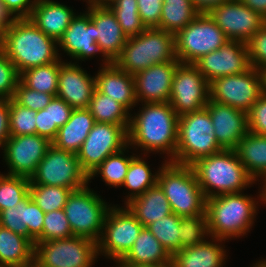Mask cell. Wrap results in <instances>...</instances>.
Segmentation results:
<instances>
[{"label":"cell","mask_w":266,"mask_h":267,"mask_svg":"<svg viewBox=\"0 0 266 267\" xmlns=\"http://www.w3.org/2000/svg\"><path fill=\"white\" fill-rule=\"evenodd\" d=\"M87 6H108L113 0H83Z\"/></svg>","instance_id":"680465c9"},{"label":"cell","mask_w":266,"mask_h":267,"mask_svg":"<svg viewBox=\"0 0 266 267\" xmlns=\"http://www.w3.org/2000/svg\"><path fill=\"white\" fill-rule=\"evenodd\" d=\"M250 67L262 71L266 68V22L246 42Z\"/></svg>","instance_id":"7dc6e473"},{"label":"cell","mask_w":266,"mask_h":267,"mask_svg":"<svg viewBox=\"0 0 266 267\" xmlns=\"http://www.w3.org/2000/svg\"><path fill=\"white\" fill-rule=\"evenodd\" d=\"M36 134L53 142L58 134L59 127H51L50 103L40 111H36Z\"/></svg>","instance_id":"816d5d0a"},{"label":"cell","mask_w":266,"mask_h":267,"mask_svg":"<svg viewBox=\"0 0 266 267\" xmlns=\"http://www.w3.org/2000/svg\"><path fill=\"white\" fill-rule=\"evenodd\" d=\"M79 13L72 19L64 35L59 39L58 51H63L70 57L69 62L72 63L79 64V61L86 62L88 59L100 56L102 57L100 66L110 64L111 62L103 55L95 41V24L91 21L90 15L85 10Z\"/></svg>","instance_id":"ac0fdd59"},{"label":"cell","mask_w":266,"mask_h":267,"mask_svg":"<svg viewBox=\"0 0 266 267\" xmlns=\"http://www.w3.org/2000/svg\"><path fill=\"white\" fill-rule=\"evenodd\" d=\"M59 72L60 59L53 63L25 70L20 74V81L30 89L55 97L58 93Z\"/></svg>","instance_id":"8d00e7d4"},{"label":"cell","mask_w":266,"mask_h":267,"mask_svg":"<svg viewBox=\"0 0 266 267\" xmlns=\"http://www.w3.org/2000/svg\"><path fill=\"white\" fill-rule=\"evenodd\" d=\"M3 34H4V30L0 27V49L2 48V44H3Z\"/></svg>","instance_id":"6125c7cd"},{"label":"cell","mask_w":266,"mask_h":267,"mask_svg":"<svg viewBox=\"0 0 266 267\" xmlns=\"http://www.w3.org/2000/svg\"><path fill=\"white\" fill-rule=\"evenodd\" d=\"M213 123L214 135L223 149H235L249 132L248 113L209 100L205 107Z\"/></svg>","instance_id":"7402d4cb"},{"label":"cell","mask_w":266,"mask_h":267,"mask_svg":"<svg viewBox=\"0 0 266 267\" xmlns=\"http://www.w3.org/2000/svg\"><path fill=\"white\" fill-rule=\"evenodd\" d=\"M64 209L45 213L42 241L61 240L73 237Z\"/></svg>","instance_id":"ee69618b"},{"label":"cell","mask_w":266,"mask_h":267,"mask_svg":"<svg viewBox=\"0 0 266 267\" xmlns=\"http://www.w3.org/2000/svg\"><path fill=\"white\" fill-rule=\"evenodd\" d=\"M253 11L258 12L266 20V0H240Z\"/></svg>","instance_id":"6f0895ef"},{"label":"cell","mask_w":266,"mask_h":267,"mask_svg":"<svg viewBox=\"0 0 266 267\" xmlns=\"http://www.w3.org/2000/svg\"><path fill=\"white\" fill-rule=\"evenodd\" d=\"M171 257L149 229L144 227L127 255L114 266L137 267L165 264L171 262Z\"/></svg>","instance_id":"83f0119b"},{"label":"cell","mask_w":266,"mask_h":267,"mask_svg":"<svg viewBox=\"0 0 266 267\" xmlns=\"http://www.w3.org/2000/svg\"><path fill=\"white\" fill-rule=\"evenodd\" d=\"M228 38L207 13H200L175 35L176 59L193 64L200 57L222 47Z\"/></svg>","instance_id":"8fae6325"},{"label":"cell","mask_w":266,"mask_h":267,"mask_svg":"<svg viewBox=\"0 0 266 267\" xmlns=\"http://www.w3.org/2000/svg\"><path fill=\"white\" fill-rule=\"evenodd\" d=\"M16 18H29L36 0H1Z\"/></svg>","instance_id":"f5cc1de1"},{"label":"cell","mask_w":266,"mask_h":267,"mask_svg":"<svg viewBox=\"0 0 266 267\" xmlns=\"http://www.w3.org/2000/svg\"><path fill=\"white\" fill-rule=\"evenodd\" d=\"M248 131L266 136V92L248 112Z\"/></svg>","instance_id":"681fc988"},{"label":"cell","mask_w":266,"mask_h":267,"mask_svg":"<svg viewBox=\"0 0 266 267\" xmlns=\"http://www.w3.org/2000/svg\"><path fill=\"white\" fill-rule=\"evenodd\" d=\"M193 65L209 83L220 77L242 74L250 68L246 43L228 40L218 50L200 57Z\"/></svg>","instance_id":"d6986e66"},{"label":"cell","mask_w":266,"mask_h":267,"mask_svg":"<svg viewBox=\"0 0 266 267\" xmlns=\"http://www.w3.org/2000/svg\"><path fill=\"white\" fill-rule=\"evenodd\" d=\"M199 13H208L211 9L230 0H191Z\"/></svg>","instance_id":"11a10c76"},{"label":"cell","mask_w":266,"mask_h":267,"mask_svg":"<svg viewBox=\"0 0 266 267\" xmlns=\"http://www.w3.org/2000/svg\"><path fill=\"white\" fill-rule=\"evenodd\" d=\"M89 183L88 175L82 170L77 154L56 148H48L30 178V184L50 185L80 189Z\"/></svg>","instance_id":"4fadbf2b"},{"label":"cell","mask_w":266,"mask_h":267,"mask_svg":"<svg viewBox=\"0 0 266 267\" xmlns=\"http://www.w3.org/2000/svg\"><path fill=\"white\" fill-rule=\"evenodd\" d=\"M179 64V61L154 64L134 74L137 102H169L173 76Z\"/></svg>","instance_id":"ffe728a7"},{"label":"cell","mask_w":266,"mask_h":267,"mask_svg":"<svg viewBox=\"0 0 266 267\" xmlns=\"http://www.w3.org/2000/svg\"><path fill=\"white\" fill-rule=\"evenodd\" d=\"M73 108L63 99L55 96L50 102L51 127H62L70 118Z\"/></svg>","instance_id":"f907efd6"},{"label":"cell","mask_w":266,"mask_h":267,"mask_svg":"<svg viewBox=\"0 0 266 267\" xmlns=\"http://www.w3.org/2000/svg\"><path fill=\"white\" fill-rule=\"evenodd\" d=\"M262 73H263V80H264V89L266 92V68L262 70Z\"/></svg>","instance_id":"be15d7a7"},{"label":"cell","mask_w":266,"mask_h":267,"mask_svg":"<svg viewBox=\"0 0 266 267\" xmlns=\"http://www.w3.org/2000/svg\"><path fill=\"white\" fill-rule=\"evenodd\" d=\"M66 61L60 58L57 97L73 109H85L95 90V76L88 74L81 64Z\"/></svg>","instance_id":"44dd1931"},{"label":"cell","mask_w":266,"mask_h":267,"mask_svg":"<svg viewBox=\"0 0 266 267\" xmlns=\"http://www.w3.org/2000/svg\"><path fill=\"white\" fill-rule=\"evenodd\" d=\"M1 50L19 74L62 59L58 41L42 32L30 18H17L4 30Z\"/></svg>","instance_id":"3957f363"},{"label":"cell","mask_w":266,"mask_h":267,"mask_svg":"<svg viewBox=\"0 0 266 267\" xmlns=\"http://www.w3.org/2000/svg\"><path fill=\"white\" fill-rule=\"evenodd\" d=\"M95 76V88L122 104L130 113L138 102L132 74L120 69L114 62L100 66Z\"/></svg>","instance_id":"d4e9b609"},{"label":"cell","mask_w":266,"mask_h":267,"mask_svg":"<svg viewBox=\"0 0 266 267\" xmlns=\"http://www.w3.org/2000/svg\"><path fill=\"white\" fill-rule=\"evenodd\" d=\"M127 146L128 130L123 125L95 122L77 157L89 177L108 156Z\"/></svg>","instance_id":"5bb4252c"},{"label":"cell","mask_w":266,"mask_h":267,"mask_svg":"<svg viewBox=\"0 0 266 267\" xmlns=\"http://www.w3.org/2000/svg\"><path fill=\"white\" fill-rule=\"evenodd\" d=\"M73 8L54 0H36L29 18L42 32L59 41L78 13Z\"/></svg>","instance_id":"4316f807"},{"label":"cell","mask_w":266,"mask_h":267,"mask_svg":"<svg viewBox=\"0 0 266 267\" xmlns=\"http://www.w3.org/2000/svg\"><path fill=\"white\" fill-rule=\"evenodd\" d=\"M138 12L146 29H160L163 0H137Z\"/></svg>","instance_id":"c3c4849f"},{"label":"cell","mask_w":266,"mask_h":267,"mask_svg":"<svg viewBox=\"0 0 266 267\" xmlns=\"http://www.w3.org/2000/svg\"><path fill=\"white\" fill-rule=\"evenodd\" d=\"M179 240L182 249L205 242L210 238L206 214L180 217Z\"/></svg>","instance_id":"b9f144b4"},{"label":"cell","mask_w":266,"mask_h":267,"mask_svg":"<svg viewBox=\"0 0 266 267\" xmlns=\"http://www.w3.org/2000/svg\"><path fill=\"white\" fill-rule=\"evenodd\" d=\"M53 97L54 96L51 94L30 89L19 81L12 99L22 107L29 108L34 111H40L45 109Z\"/></svg>","instance_id":"f6af8a7d"},{"label":"cell","mask_w":266,"mask_h":267,"mask_svg":"<svg viewBox=\"0 0 266 267\" xmlns=\"http://www.w3.org/2000/svg\"><path fill=\"white\" fill-rule=\"evenodd\" d=\"M178 61L175 55V35L158 28L145 29L128 37L120 56L114 63L129 74L154 64Z\"/></svg>","instance_id":"8992f818"},{"label":"cell","mask_w":266,"mask_h":267,"mask_svg":"<svg viewBox=\"0 0 266 267\" xmlns=\"http://www.w3.org/2000/svg\"><path fill=\"white\" fill-rule=\"evenodd\" d=\"M163 160L157 183L164 191L172 213L180 217L206 214V197L192 167Z\"/></svg>","instance_id":"5b68a950"},{"label":"cell","mask_w":266,"mask_h":267,"mask_svg":"<svg viewBox=\"0 0 266 267\" xmlns=\"http://www.w3.org/2000/svg\"><path fill=\"white\" fill-rule=\"evenodd\" d=\"M264 93L263 73L253 67L242 74L220 77L209 83V100L246 113Z\"/></svg>","instance_id":"7c38bea8"},{"label":"cell","mask_w":266,"mask_h":267,"mask_svg":"<svg viewBox=\"0 0 266 267\" xmlns=\"http://www.w3.org/2000/svg\"><path fill=\"white\" fill-rule=\"evenodd\" d=\"M175 163L191 165L196 160L218 153V144L210 114L206 108L181 115L178 119Z\"/></svg>","instance_id":"52a82bcc"},{"label":"cell","mask_w":266,"mask_h":267,"mask_svg":"<svg viewBox=\"0 0 266 267\" xmlns=\"http://www.w3.org/2000/svg\"><path fill=\"white\" fill-rule=\"evenodd\" d=\"M147 228L171 256L182 249L178 236L180 235V216L171 213L149 224Z\"/></svg>","instance_id":"74e56055"},{"label":"cell","mask_w":266,"mask_h":267,"mask_svg":"<svg viewBox=\"0 0 266 267\" xmlns=\"http://www.w3.org/2000/svg\"><path fill=\"white\" fill-rule=\"evenodd\" d=\"M235 151L249 176L256 183L266 185V136L248 132Z\"/></svg>","instance_id":"f546056e"},{"label":"cell","mask_w":266,"mask_h":267,"mask_svg":"<svg viewBox=\"0 0 266 267\" xmlns=\"http://www.w3.org/2000/svg\"><path fill=\"white\" fill-rule=\"evenodd\" d=\"M209 101V82L193 64L180 63L174 73L169 103L176 114L196 112Z\"/></svg>","instance_id":"9a60e30c"},{"label":"cell","mask_w":266,"mask_h":267,"mask_svg":"<svg viewBox=\"0 0 266 267\" xmlns=\"http://www.w3.org/2000/svg\"><path fill=\"white\" fill-rule=\"evenodd\" d=\"M120 205L113 204L108 210L97 242L98 257L104 256L116 265L127 255L144 228L126 205Z\"/></svg>","instance_id":"9c48e42d"},{"label":"cell","mask_w":266,"mask_h":267,"mask_svg":"<svg viewBox=\"0 0 266 267\" xmlns=\"http://www.w3.org/2000/svg\"><path fill=\"white\" fill-rule=\"evenodd\" d=\"M17 18L11 13V11L0 0V27L5 30L10 26Z\"/></svg>","instance_id":"9f6ffc18"},{"label":"cell","mask_w":266,"mask_h":267,"mask_svg":"<svg viewBox=\"0 0 266 267\" xmlns=\"http://www.w3.org/2000/svg\"><path fill=\"white\" fill-rule=\"evenodd\" d=\"M19 81V72L0 49V99H12Z\"/></svg>","instance_id":"bcb514c9"},{"label":"cell","mask_w":266,"mask_h":267,"mask_svg":"<svg viewBox=\"0 0 266 267\" xmlns=\"http://www.w3.org/2000/svg\"><path fill=\"white\" fill-rule=\"evenodd\" d=\"M250 267H266V259L261 258L258 261H256V263H253V265Z\"/></svg>","instance_id":"94428289"},{"label":"cell","mask_w":266,"mask_h":267,"mask_svg":"<svg viewBox=\"0 0 266 267\" xmlns=\"http://www.w3.org/2000/svg\"><path fill=\"white\" fill-rule=\"evenodd\" d=\"M108 7L127 37L137 36L146 29L138 12L137 0H113Z\"/></svg>","instance_id":"f35d334b"},{"label":"cell","mask_w":266,"mask_h":267,"mask_svg":"<svg viewBox=\"0 0 266 267\" xmlns=\"http://www.w3.org/2000/svg\"><path fill=\"white\" fill-rule=\"evenodd\" d=\"M144 227L172 213L164 191L156 183L126 204Z\"/></svg>","instance_id":"1f68e13d"},{"label":"cell","mask_w":266,"mask_h":267,"mask_svg":"<svg viewBox=\"0 0 266 267\" xmlns=\"http://www.w3.org/2000/svg\"><path fill=\"white\" fill-rule=\"evenodd\" d=\"M30 178L0 172V211L17 205L29 195Z\"/></svg>","instance_id":"60d3db41"},{"label":"cell","mask_w":266,"mask_h":267,"mask_svg":"<svg viewBox=\"0 0 266 267\" xmlns=\"http://www.w3.org/2000/svg\"><path fill=\"white\" fill-rule=\"evenodd\" d=\"M259 187V194L255 196L257 198L243 191L206 199L210 237L221 238L229 242V239L230 241L236 240L250 232L255 224L260 204H266L265 185L261 184Z\"/></svg>","instance_id":"7a4b0ae2"},{"label":"cell","mask_w":266,"mask_h":267,"mask_svg":"<svg viewBox=\"0 0 266 267\" xmlns=\"http://www.w3.org/2000/svg\"><path fill=\"white\" fill-rule=\"evenodd\" d=\"M226 240L208 238L205 242L175 252L171 261L174 267H225L228 252Z\"/></svg>","instance_id":"484cf974"},{"label":"cell","mask_w":266,"mask_h":267,"mask_svg":"<svg viewBox=\"0 0 266 267\" xmlns=\"http://www.w3.org/2000/svg\"><path fill=\"white\" fill-rule=\"evenodd\" d=\"M86 12L95 24V41L103 55L114 62L127 41L115 14L108 6H87Z\"/></svg>","instance_id":"cb8c5ba5"},{"label":"cell","mask_w":266,"mask_h":267,"mask_svg":"<svg viewBox=\"0 0 266 267\" xmlns=\"http://www.w3.org/2000/svg\"><path fill=\"white\" fill-rule=\"evenodd\" d=\"M51 145L38 134L10 136L1 149L8 168L6 174L31 178Z\"/></svg>","instance_id":"2e32d148"},{"label":"cell","mask_w":266,"mask_h":267,"mask_svg":"<svg viewBox=\"0 0 266 267\" xmlns=\"http://www.w3.org/2000/svg\"><path fill=\"white\" fill-rule=\"evenodd\" d=\"M147 155H136L131 161L122 187L125 190H129L128 194L123 198L126 205L133 198L142 195L147 189H150L157 183V176L161 166L157 168V171H153L150 168L148 162H146ZM153 171V172H152Z\"/></svg>","instance_id":"d6a6232c"},{"label":"cell","mask_w":266,"mask_h":267,"mask_svg":"<svg viewBox=\"0 0 266 267\" xmlns=\"http://www.w3.org/2000/svg\"><path fill=\"white\" fill-rule=\"evenodd\" d=\"M94 123V117L87 108L73 109L67 123L59 128L52 144L58 149L77 154Z\"/></svg>","instance_id":"f1b7e54d"},{"label":"cell","mask_w":266,"mask_h":267,"mask_svg":"<svg viewBox=\"0 0 266 267\" xmlns=\"http://www.w3.org/2000/svg\"><path fill=\"white\" fill-rule=\"evenodd\" d=\"M228 40L247 42L266 20L240 0H230L207 13Z\"/></svg>","instance_id":"e0dca14e"},{"label":"cell","mask_w":266,"mask_h":267,"mask_svg":"<svg viewBox=\"0 0 266 267\" xmlns=\"http://www.w3.org/2000/svg\"><path fill=\"white\" fill-rule=\"evenodd\" d=\"M190 166L206 199L243 192L256 184L240 162L235 149H223L196 160Z\"/></svg>","instance_id":"277c9868"},{"label":"cell","mask_w":266,"mask_h":267,"mask_svg":"<svg viewBox=\"0 0 266 267\" xmlns=\"http://www.w3.org/2000/svg\"><path fill=\"white\" fill-rule=\"evenodd\" d=\"M34 244L26 237L0 226V267H32Z\"/></svg>","instance_id":"4dcf8cb0"},{"label":"cell","mask_w":266,"mask_h":267,"mask_svg":"<svg viewBox=\"0 0 266 267\" xmlns=\"http://www.w3.org/2000/svg\"><path fill=\"white\" fill-rule=\"evenodd\" d=\"M199 14L191 0H163L160 29L176 35Z\"/></svg>","instance_id":"d590c367"},{"label":"cell","mask_w":266,"mask_h":267,"mask_svg":"<svg viewBox=\"0 0 266 267\" xmlns=\"http://www.w3.org/2000/svg\"><path fill=\"white\" fill-rule=\"evenodd\" d=\"M132 150L133 152L129 151ZM135 151L128 145L118 153L108 156L89 176V184L91 180L100 175L106 186L111 188L122 187L130 161L137 155ZM131 153L132 155L128 154ZM127 154V155H126Z\"/></svg>","instance_id":"836d02e7"},{"label":"cell","mask_w":266,"mask_h":267,"mask_svg":"<svg viewBox=\"0 0 266 267\" xmlns=\"http://www.w3.org/2000/svg\"><path fill=\"white\" fill-rule=\"evenodd\" d=\"M87 109L95 122L123 125L127 130L129 129L131 113L122 104L96 88Z\"/></svg>","instance_id":"e575fe53"},{"label":"cell","mask_w":266,"mask_h":267,"mask_svg":"<svg viewBox=\"0 0 266 267\" xmlns=\"http://www.w3.org/2000/svg\"><path fill=\"white\" fill-rule=\"evenodd\" d=\"M114 267H132V266H114ZM137 267H174V266H173L172 261H171V262L165 263V264L144 265V266H137Z\"/></svg>","instance_id":"91938a15"},{"label":"cell","mask_w":266,"mask_h":267,"mask_svg":"<svg viewBox=\"0 0 266 267\" xmlns=\"http://www.w3.org/2000/svg\"><path fill=\"white\" fill-rule=\"evenodd\" d=\"M45 213L29 194L17 205L0 211V226L28 238L33 244L42 242Z\"/></svg>","instance_id":"603a6c76"},{"label":"cell","mask_w":266,"mask_h":267,"mask_svg":"<svg viewBox=\"0 0 266 267\" xmlns=\"http://www.w3.org/2000/svg\"><path fill=\"white\" fill-rule=\"evenodd\" d=\"M72 190L61 186L30 184L29 194L38 207L44 212L64 209Z\"/></svg>","instance_id":"ab89813d"},{"label":"cell","mask_w":266,"mask_h":267,"mask_svg":"<svg viewBox=\"0 0 266 267\" xmlns=\"http://www.w3.org/2000/svg\"><path fill=\"white\" fill-rule=\"evenodd\" d=\"M98 258L97 242L82 236L34 244L36 267H94Z\"/></svg>","instance_id":"30bf717a"},{"label":"cell","mask_w":266,"mask_h":267,"mask_svg":"<svg viewBox=\"0 0 266 267\" xmlns=\"http://www.w3.org/2000/svg\"><path fill=\"white\" fill-rule=\"evenodd\" d=\"M112 204L91 189L89 183L73 190L67 198L64 212L74 236L98 242L103 232L106 214Z\"/></svg>","instance_id":"ba28073f"},{"label":"cell","mask_w":266,"mask_h":267,"mask_svg":"<svg viewBox=\"0 0 266 267\" xmlns=\"http://www.w3.org/2000/svg\"><path fill=\"white\" fill-rule=\"evenodd\" d=\"M36 111L22 107L10 99V136L36 134Z\"/></svg>","instance_id":"7bdbcfd3"},{"label":"cell","mask_w":266,"mask_h":267,"mask_svg":"<svg viewBox=\"0 0 266 267\" xmlns=\"http://www.w3.org/2000/svg\"><path fill=\"white\" fill-rule=\"evenodd\" d=\"M137 105L142 107L130 115L128 145L137 154H165L166 162L175 163L179 116L169 102Z\"/></svg>","instance_id":"6da1fadb"},{"label":"cell","mask_w":266,"mask_h":267,"mask_svg":"<svg viewBox=\"0 0 266 267\" xmlns=\"http://www.w3.org/2000/svg\"><path fill=\"white\" fill-rule=\"evenodd\" d=\"M10 100L0 99V150L10 137Z\"/></svg>","instance_id":"db71d44e"}]
</instances>
